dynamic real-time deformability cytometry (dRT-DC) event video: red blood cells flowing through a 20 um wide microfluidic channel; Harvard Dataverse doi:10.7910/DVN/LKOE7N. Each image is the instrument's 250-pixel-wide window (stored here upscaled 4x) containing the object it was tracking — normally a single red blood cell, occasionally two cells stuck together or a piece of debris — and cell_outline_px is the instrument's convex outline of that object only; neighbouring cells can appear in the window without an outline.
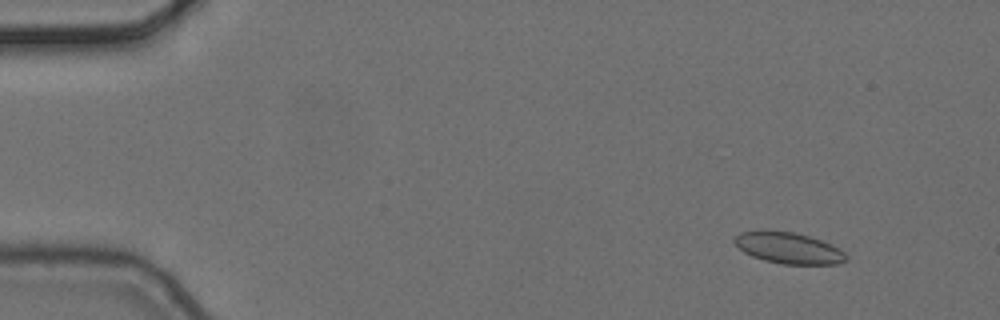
{"species": "common noctule bat (a hibernating species)", "species_latin": "Nyctalus noctula", "temperature_condition": "cold", "stored_images_in_passage": 5, "camera_frame_rate_fps": 3000, "um_per_image_px": 0.085, "animal": {"sex": "female", "body_mass_g": 24.6, "forearm_length_mm": 56.2}, "frame": {"image": 1, "passage_image": 2, "time_ms": 0.333, "image_size_px": [1000, 320], "cell_outline_px": [[848, 260], [840, 264], [780, 264], [764, 260], [752, 256], [744, 252], [732, 240], [740, 232], [792, 232], [808, 236], [832, 244], [844, 252], [848, 256]], "centroid_in_image_um": [67.08, 21.11], "position_along_channel_um": 17.9, "area_um2": 19.94}}
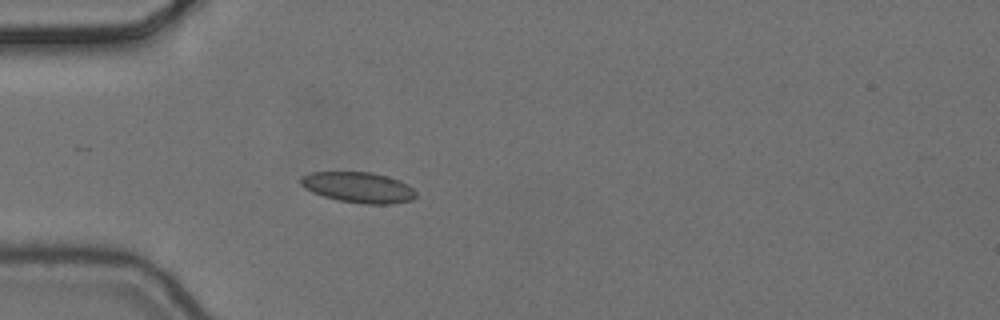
{"frame": {"image": 2, "passage_image": 5, "time_ms": 1.333, "image_size_px": [1000, 320], "cell_outline_px": [[416, 196], [412, 200], [392, 204], [364, 204], [340, 200], [324, 196], [312, 192], [304, 188], [300, 184], [300, 176], [312, 172], [372, 172], [388, 176], [400, 180], [408, 184], [416, 192]], "centroid_in_image_um": [30.48, 15.92], "position_along_channel_um": 54.5, "area_um2": 20.69}}